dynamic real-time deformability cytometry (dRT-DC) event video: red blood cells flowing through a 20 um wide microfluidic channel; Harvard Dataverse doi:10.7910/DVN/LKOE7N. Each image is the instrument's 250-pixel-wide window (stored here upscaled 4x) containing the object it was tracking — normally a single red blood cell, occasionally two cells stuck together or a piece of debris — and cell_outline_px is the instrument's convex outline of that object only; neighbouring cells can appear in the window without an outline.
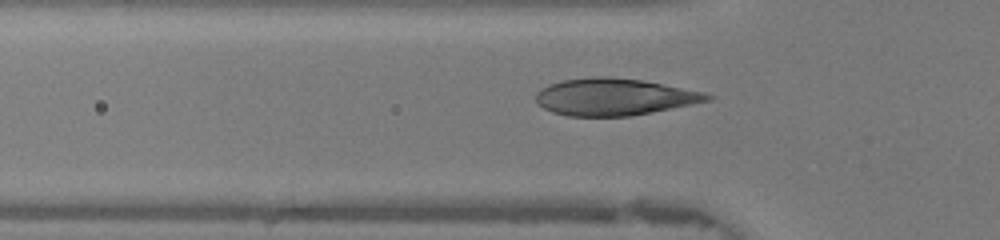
{"species": "human", "species_latin": "Homo sapiens", "temperature_condition": "warm", "stored_images_in_passage": 46, "camera_frame_rate_fps": 3000, "um_per_image_px": 0.085, "donor": {"sex": "female"}, "frame": {"image": 1, "passage_image": 14, "time_ms": 4.333, "image_size_px": [1000, 240], "cell_outline_px": [[716, 96], [712, 100], [652, 112], [628, 116], [568, 116], [552, 112], [536, 104], [536, 92], [540, 88], [548, 84], [564, 80], [592, 76], [608, 76], [644, 80], [704, 92]], "centroid_in_image_um": [52.2, 8.23], "position_along_channel_um": 73.6, "area_um2": 37.17}}
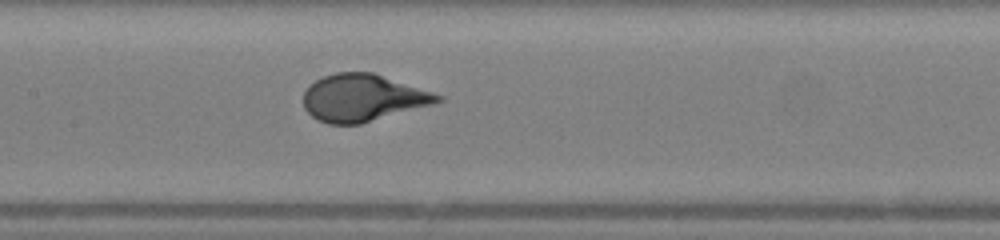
{"frame": {"image": 2, "passage_image": 21, "time_ms": 6.667, "image_size_px": [1000, 240], "cell_outline_px": [[444, 100], [432, 104], [360, 124], [328, 124], [312, 116], [304, 108], [304, 92], [316, 80], [324, 76], [336, 72], [372, 72], [444, 96]], "centroid_in_image_um": [30.83, 8.31], "position_along_channel_um": 176.6, "area_um2": 36.36}}
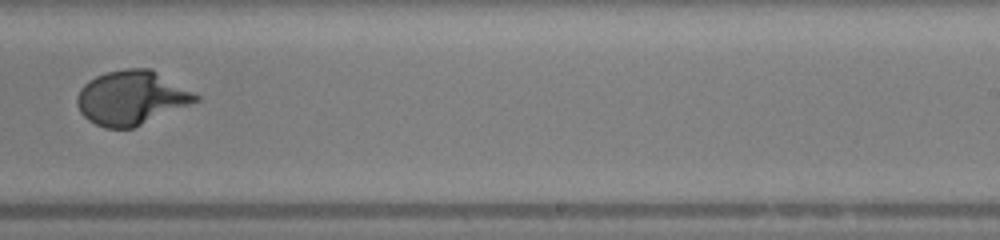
{"frame": {"image": 3, "passage_image": 28, "time_ms": 9.0, "image_size_px": [1000, 240], "cell_outline_px": [[200, 100], [132, 128], [104, 128], [88, 120], [80, 112], [76, 104], [76, 96], [80, 88], [88, 80], [96, 76], [108, 72], [124, 68], [152, 68], [200, 96]], "centroid_in_image_um": [11.14, 8.3], "position_along_channel_um": 277.9, "area_um2": 37.34}, "authors_computed_cell_mechanics": {"area_um2": 37.4255, "velocity_mm_per_s": 4.3501, "shape_relaxation_time_tau1_ms": 3.5794, "shape_relaxation_time_tau2_ms": null, "deformation_change_tau1": 0.2534, "deformation_change_tau2": null}}